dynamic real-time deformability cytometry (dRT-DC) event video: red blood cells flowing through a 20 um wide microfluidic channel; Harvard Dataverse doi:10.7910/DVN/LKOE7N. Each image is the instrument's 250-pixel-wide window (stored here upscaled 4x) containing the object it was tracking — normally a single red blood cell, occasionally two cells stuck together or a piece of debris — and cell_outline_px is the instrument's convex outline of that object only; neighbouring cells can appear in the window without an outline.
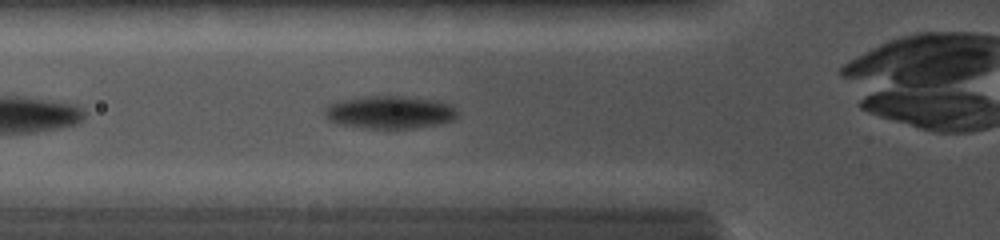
{"species": "common noctule bat (a hibernating species)", "species_latin": "Nyctalus noctula", "temperature_condition": "cold", "stored_images_in_passage": 22, "camera_frame_rate_fps": 5000, "um_per_image_px": 0.085, "animal": {"sex": "female", "body_mass_g": 19.0, "forearm_length_mm": 56.7}, "frame": {"image": 1, "passage_image": 7, "time_ms": 1.8, "image_size_px": [1000, 240], "cell_outline_px": [[460, 112], [456, 120], [440, 124], [412, 128], [360, 128], [336, 124], [328, 120], [324, 116], [324, 108], [328, 104], [340, 100], [360, 96], [404, 96], [440, 100], [452, 104]], "centroid_in_image_um": [33.16, 9.53], "position_along_channel_um": 92.6, "area_um2": 26.18}}